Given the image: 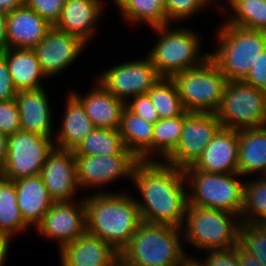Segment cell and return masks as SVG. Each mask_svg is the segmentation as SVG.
<instances>
[{
	"label": "cell",
	"mask_w": 266,
	"mask_h": 266,
	"mask_svg": "<svg viewBox=\"0 0 266 266\" xmlns=\"http://www.w3.org/2000/svg\"><path fill=\"white\" fill-rule=\"evenodd\" d=\"M117 8L124 2V0H113Z\"/></svg>",
	"instance_id": "cell-50"
},
{
	"label": "cell",
	"mask_w": 266,
	"mask_h": 266,
	"mask_svg": "<svg viewBox=\"0 0 266 266\" xmlns=\"http://www.w3.org/2000/svg\"><path fill=\"white\" fill-rule=\"evenodd\" d=\"M20 130V114L16 100L0 101V132L10 136Z\"/></svg>",
	"instance_id": "cell-37"
},
{
	"label": "cell",
	"mask_w": 266,
	"mask_h": 266,
	"mask_svg": "<svg viewBox=\"0 0 266 266\" xmlns=\"http://www.w3.org/2000/svg\"><path fill=\"white\" fill-rule=\"evenodd\" d=\"M154 124L124 108L119 126L123 144L138 160L153 161L152 136Z\"/></svg>",
	"instance_id": "cell-27"
},
{
	"label": "cell",
	"mask_w": 266,
	"mask_h": 266,
	"mask_svg": "<svg viewBox=\"0 0 266 266\" xmlns=\"http://www.w3.org/2000/svg\"><path fill=\"white\" fill-rule=\"evenodd\" d=\"M54 147V141L49 137L17 131L8 136L7 158L0 175L13 181L40 175L47 156Z\"/></svg>",
	"instance_id": "cell-10"
},
{
	"label": "cell",
	"mask_w": 266,
	"mask_h": 266,
	"mask_svg": "<svg viewBox=\"0 0 266 266\" xmlns=\"http://www.w3.org/2000/svg\"><path fill=\"white\" fill-rule=\"evenodd\" d=\"M183 125L184 114L158 120L153 127L152 156L159 155L164 161L176 149Z\"/></svg>",
	"instance_id": "cell-33"
},
{
	"label": "cell",
	"mask_w": 266,
	"mask_h": 266,
	"mask_svg": "<svg viewBox=\"0 0 266 266\" xmlns=\"http://www.w3.org/2000/svg\"><path fill=\"white\" fill-rule=\"evenodd\" d=\"M149 57L119 63L101 72L96 78L108 92L125 102L146 94L160 79Z\"/></svg>",
	"instance_id": "cell-11"
},
{
	"label": "cell",
	"mask_w": 266,
	"mask_h": 266,
	"mask_svg": "<svg viewBox=\"0 0 266 266\" xmlns=\"http://www.w3.org/2000/svg\"><path fill=\"white\" fill-rule=\"evenodd\" d=\"M240 224L238 215L188 203L182 239L200 250L229 249L238 244Z\"/></svg>",
	"instance_id": "cell-5"
},
{
	"label": "cell",
	"mask_w": 266,
	"mask_h": 266,
	"mask_svg": "<svg viewBox=\"0 0 266 266\" xmlns=\"http://www.w3.org/2000/svg\"><path fill=\"white\" fill-rule=\"evenodd\" d=\"M211 5L208 0H165L164 10L168 24L176 21H184L194 16L200 9ZM173 20V21H172Z\"/></svg>",
	"instance_id": "cell-36"
},
{
	"label": "cell",
	"mask_w": 266,
	"mask_h": 266,
	"mask_svg": "<svg viewBox=\"0 0 266 266\" xmlns=\"http://www.w3.org/2000/svg\"><path fill=\"white\" fill-rule=\"evenodd\" d=\"M171 79L185 110L200 113L217 111L228 81L210 57L198 67L177 73Z\"/></svg>",
	"instance_id": "cell-8"
},
{
	"label": "cell",
	"mask_w": 266,
	"mask_h": 266,
	"mask_svg": "<svg viewBox=\"0 0 266 266\" xmlns=\"http://www.w3.org/2000/svg\"><path fill=\"white\" fill-rule=\"evenodd\" d=\"M236 254L239 266H263L254 255L249 254L239 244L236 245Z\"/></svg>",
	"instance_id": "cell-43"
},
{
	"label": "cell",
	"mask_w": 266,
	"mask_h": 266,
	"mask_svg": "<svg viewBox=\"0 0 266 266\" xmlns=\"http://www.w3.org/2000/svg\"><path fill=\"white\" fill-rule=\"evenodd\" d=\"M138 161L132 153L110 156L75 155L77 184L80 190L82 187L90 190L91 187H103L122 177L132 180V173Z\"/></svg>",
	"instance_id": "cell-13"
},
{
	"label": "cell",
	"mask_w": 266,
	"mask_h": 266,
	"mask_svg": "<svg viewBox=\"0 0 266 266\" xmlns=\"http://www.w3.org/2000/svg\"><path fill=\"white\" fill-rule=\"evenodd\" d=\"M126 107L135 115L142 117L148 123L155 124L160 117L150 97L147 94L131 97V101L126 102Z\"/></svg>",
	"instance_id": "cell-39"
},
{
	"label": "cell",
	"mask_w": 266,
	"mask_h": 266,
	"mask_svg": "<svg viewBox=\"0 0 266 266\" xmlns=\"http://www.w3.org/2000/svg\"><path fill=\"white\" fill-rule=\"evenodd\" d=\"M17 205L28 226H38L54 200L50 197L41 175L15 180Z\"/></svg>",
	"instance_id": "cell-23"
},
{
	"label": "cell",
	"mask_w": 266,
	"mask_h": 266,
	"mask_svg": "<svg viewBox=\"0 0 266 266\" xmlns=\"http://www.w3.org/2000/svg\"><path fill=\"white\" fill-rule=\"evenodd\" d=\"M8 65L16 90L42 88L41 80L47 78L33 49L6 48L0 52Z\"/></svg>",
	"instance_id": "cell-26"
},
{
	"label": "cell",
	"mask_w": 266,
	"mask_h": 266,
	"mask_svg": "<svg viewBox=\"0 0 266 266\" xmlns=\"http://www.w3.org/2000/svg\"><path fill=\"white\" fill-rule=\"evenodd\" d=\"M164 4L165 0H124L118 9L128 23L154 28L168 25Z\"/></svg>",
	"instance_id": "cell-30"
},
{
	"label": "cell",
	"mask_w": 266,
	"mask_h": 266,
	"mask_svg": "<svg viewBox=\"0 0 266 266\" xmlns=\"http://www.w3.org/2000/svg\"><path fill=\"white\" fill-rule=\"evenodd\" d=\"M107 192L99 190L83 197L86 232L100 237L120 254L129 244L142 219L132 194Z\"/></svg>",
	"instance_id": "cell-2"
},
{
	"label": "cell",
	"mask_w": 266,
	"mask_h": 266,
	"mask_svg": "<svg viewBox=\"0 0 266 266\" xmlns=\"http://www.w3.org/2000/svg\"><path fill=\"white\" fill-rule=\"evenodd\" d=\"M239 130L220 128L191 166L206 173H238Z\"/></svg>",
	"instance_id": "cell-17"
},
{
	"label": "cell",
	"mask_w": 266,
	"mask_h": 266,
	"mask_svg": "<svg viewBox=\"0 0 266 266\" xmlns=\"http://www.w3.org/2000/svg\"><path fill=\"white\" fill-rule=\"evenodd\" d=\"M45 92L44 87L17 90L15 100L19 108L20 129L54 139L51 105Z\"/></svg>",
	"instance_id": "cell-20"
},
{
	"label": "cell",
	"mask_w": 266,
	"mask_h": 266,
	"mask_svg": "<svg viewBox=\"0 0 266 266\" xmlns=\"http://www.w3.org/2000/svg\"><path fill=\"white\" fill-rule=\"evenodd\" d=\"M86 45L80 38L52 26L33 50L42 71L50 78L73 64L83 53Z\"/></svg>",
	"instance_id": "cell-15"
},
{
	"label": "cell",
	"mask_w": 266,
	"mask_h": 266,
	"mask_svg": "<svg viewBox=\"0 0 266 266\" xmlns=\"http://www.w3.org/2000/svg\"><path fill=\"white\" fill-rule=\"evenodd\" d=\"M229 5L234 14H228L227 24L266 32L265 0H233Z\"/></svg>",
	"instance_id": "cell-31"
},
{
	"label": "cell",
	"mask_w": 266,
	"mask_h": 266,
	"mask_svg": "<svg viewBox=\"0 0 266 266\" xmlns=\"http://www.w3.org/2000/svg\"><path fill=\"white\" fill-rule=\"evenodd\" d=\"M238 244L266 266V223L241 222Z\"/></svg>",
	"instance_id": "cell-35"
},
{
	"label": "cell",
	"mask_w": 266,
	"mask_h": 266,
	"mask_svg": "<svg viewBox=\"0 0 266 266\" xmlns=\"http://www.w3.org/2000/svg\"><path fill=\"white\" fill-rule=\"evenodd\" d=\"M183 172L187 185H190V191H187L189 204L223 210L240 217L244 180L239 173H206L191 166L183 169Z\"/></svg>",
	"instance_id": "cell-7"
},
{
	"label": "cell",
	"mask_w": 266,
	"mask_h": 266,
	"mask_svg": "<svg viewBox=\"0 0 266 266\" xmlns=\"http://www.w3.org/2000/svg\"><path fill=\"white\" fill-rule=\"evenodd\" d=\"M243 81L266 92V49L251 66L250 72Z\"/></svg>",
	"instance_id": "cell-41"
},
{
	"label": "cell",
	"mask_w": 266,
	"mask_h": 266,
	"mask_svg": "<svg viewBox=\"0 0 266 266\" xmlns=\"http://www.w3.org/2000/svg\"><path fill=\"white\" fill-rule=\"evenodd\" d=\"M238 173L266 176V126L239 130Z\"/></svg>",
	"instance_id": "cell-24"
},
{
	"label": "cell",
	"mask_w": 266,
	"mask_h": 266,
	"mask_svg": "<svg viewBox=\"0 0 266 266\" xmlns=\"http://www.w3.org/2000/svg\"><path fill=\"white\" fill-rule=\"evenodd\" d=\"M218 47L209 57L228 81L244 80L266 49V32L227 24L216 30Z\"/></svg>",
	"instance_id": "cell-4"
},
{
	"label": "cell",
	"mask_w": 266,
	"mask_h": 266,
	"mask_svg": "<svg viewBox=\"0 0 266 266\" xmlns=\"http://www.w3.org/2000/svg\"><path fill=\"white\" fill-rule=\"evenodd\" d=\"M28 228L17 205L15 182L0 175V232L12 238Z\"/></svg>",
	"instance_id": "cell-28"
},
{
	"label": "cell",
	"mask_w": 266,
	"mask_h": 266,
	"mask_svg": "<svg viewBox=\"0 0 266 266\" xmlns=\"http://www.w3.org/2000/svg\"><path fill=\"white\" fill-rule=\"evenodd\" d=\"M101 3V0H65L63 11L53 27L88 44L95 37L96 22L104 13Z\"/></svg>",
	"instance_id": "cell-18"
},
{
	"label": "cell",
	"mask_w": 266,
	"mask_h": 266,
	"mask_svg": "<svg viewBox=\"0 0 266 266\" xmlns=\"http://www.w3.org/2000/svg\"><path fill=\"white\" fill-rule=\"evenodd\" d=\"M132 181L144 199L140 202L136 198L142 221L178 228L183 226L189 188L183 169L157 159L139 160L134 167Z\"/></svg>",
	"instance_id": "cell-1"
},
{
	"label": "cell",
	"mask_w": 266,
	"mask_h": 266,
	"mask_svg": "<svg viewBox=\"0 0 266 266\" xmlns=\"http://www.w3.org/2000/svg\"><path fill=\"white\" fill-rule=\"evenodd\" d=\"M203 261L191 257L197 266H239L236 246L229 249L208 250Z\"/></svg>",
	"instance_id": "cell-40"
},
{
	"label": "cell",
	"mask_w": 266,
	"mask_h": 266,
	"mask_svg": "<svg viewBox=\"0 0 266 266\" xmlns=\"http://www.w3.org/2000/svg\"><path fill=\"white\" fill-rule=\"evenodd\" d=\"M61 129L55 133L54 145L59 149L74 150L95 129L83 105L69 93Z\"/></svg>",
	"instance_id": "cell-25"
},
{
	"label": "cell",
	"mask_w": 266,
	"mask_h": 266,
	"mask_svg": "<svg viewBox=\"0 0 266 266\" xmlns=\"http://www.w3.org/2000/svg\"><path fill=\"white\" fill-rule=\"evenodd\" d=\"M146 94L150 97L160 119L176 117L186 112L177 86L171 78H160Z\"/></svg>",
	"instance_id": "cell-32"
},
{
	"label": "cell",
	"mask_w": 266,
	"mask_h": 266,
	"mask_svg": "<svg viewBox=\"0 0 266 266\" xmlns=\"http://www.w3.org/2000/svg\"><path fill=\"white\" fill-rule=\"evenodd\" d=\"M11 238L0 232V266H4L9 253Z\"/></svg>",
	"instance_id": "cell-44"
},
{
	"label": "cell",
	"mask_w": 266,
	"mask_h": 266,
	"mask_svg": "<svg viewBox=\"0 0 266 266\" xmlns=\"http://www.w3.org/2000/svg\"><path fill=\"white\" fill-rule=\"evenodd\" d=\"M59 251L61 266H112L119 256L104 240L87 232Z\"/></svg>",
	"instance_id": "cell-21"
},
{
	"label": "cell",
	"mask_w": 266,
	"mask_h": 266,
	"mask_svg": "<svg viewBox=\"0 0 266 266\" xmlns=\"http://www.w3.org/2000/svg\"><path fill=\"white\" fill-rule=\"evenodd\" d=\"M182 233L172 225L142 221L119 256L133 266H183L191 257L180 241Z\"/></svg>",
	"instance_id": "cell-3"
},
{
	"label": "cell",
	"mask_w": 266,
	"mask_h": 266,
	"mask_svg": "<svg viewBox=\"0 0 266 266\" xmlns=\"http://www.w3.org/2000/svg\"><path fill=\"white\" fill-rule=\"evenodd\" d=\"M16 92L7 62L0 53V101L15 99Z\"/></svg>",
	"instance_id": "cell-42"
},
{
	"label": "cell",
	"mask_w": 266,
	"mask_h": 266,
	"mask_svg": "<svg viewBox=\"0 0 266 266\" xmlns=\"http://www.w3.org/2000/svg\"><path fill=\"white\" fill-rule=\"evenodd\" d=\"M215 114L222 128L243 130L266 126V92L243 80L227 81Z\"/></svg>",
	"instance_id": "cell-9"
},
{
	"label": "cell",
	"mask_w": 266,
	"mask_h": 266,
	"mask_svg": "<svg viewBox=\"0 0 266 266\" xmlns=\"http://www.w3.org/2000/svg\"><path fill=\"white\" fill-rule=\"evenodd\" d=\"M183 266H197L192 259H189Z\"/></svg>",
	"instance_id": "cell-49"
},
{
	"label": "cell",
	"mask_w": 266,
	"mask_h": 266,
	"mask_svg": "<svg viewBox=\"0 0 266 266\" xmlns=\"http://www.w3.org/2000/svg\"><path fill=\"white\" fill-rule=\"evenodd\" d=\"M6 13L0 11V52L7 48Z\"/></svg>",
	"instance_id": "cell-45"
},
{
	"label": "cell",
	"mask_w": 266,
	"mask_h": 266,
	"mask_svg": "<svg viewBox=\"0 0 266 266\" xmlns=\"http://www.w3.org/2000/svg\"><path fill=\"white\" fill-rule=\"evenodd\" d=\"M40 175L54 202L75 201L74 194L79 186L73 150L54 147L48 154Z\"/></svg>",
	"instance_id": "cell-16"
},
{
	"label": "cell",
	"mask_w": 266,
	"mask_h": 266,
	"mask_svg": "<svg viewBox=\"0 0 266 266\" xmlns=\"http://www.w3.org/2000/svg\"><path fill=\"white\" fill-rule=\"evenodd\" d=\"M151 29L158 33L159 39L147 55L161 78H172L177 73L198 67L209 58L208 53H199L200 38L193 30L172 29L169 24Z\"/></svg>",
	"instance_id": "cell-6"
},
{
	"label": "cell",
	"mask_w": 266,
	"mask_h": 266,
	"mask_svg": "<svg viewBox=\"0 0 266 266\" xmlns=\"http://www.w3.org/2000/svg\"><path fill=\"white\" fill-rule=\"evenodd\" d=\"M23 4L22 0H0V11L4 13H11L16 8Z\"/></svg>",
	"instance_id": "cell-46"
},
{
	"label": "cell",
	"mask_w": 266,
	"mask_h": 266,
	"mask_svg": "<svg viewBox=\"0 0 266 266\" xmlns=\"http://www.w3.org/2000/svg\"><path fill=\"white\" fill-rule=\"evenodd\" d=\"M112 266H133L127 263L124 259H122L120 256H118Z\"/></svg>",
	"instance_id": "cell-48"
},
{
	"label": "cell",
	"mask_w": 266,
	"mask_h": 266,
	"mask_svg": "<svg viewBox=\"0 0 266 266\" xmlns=\"http://www.w3.org/2000/svg\"><path fill=\"white\" fill-rule=\"evenodd\" d=\"M51 28L37 12L22 4L6 15L7 48L33 49Z\"/></svg>",
	"instance_id": "cell-19"
},
{
	"label": "cell",
	"mask_w": 266,
	"mask_h": 266,
	"mask_svg": "<svg viewBox=\"0 0 266 266\" xmlns=\"http://www.w3.org/2000/svg\"><path fill=\"white\" fill-rule=\"evenodd\" d=\"M74 155L110 156L131 153L125 148L118 129L95 128L73 150Z\"/></svg>",
	"instance_id": "cell-29"
},
{
	"label": "cell",
	"mask_w": 266,
	"mask_h": 266,
	"mask_svg": "<svg viewBox=\"0 0 266 266\" xmlns=\"http://www.w3.org/2000/svg\"><path fill=\"white\" fill-rule=\"evenodd\" d=\"M86 96L70 92L82 105L95 128L119 129L126 102L108 92L98 81Z\"/></svg>",
	"instance_id": "cell-22"
},
{
	"label": "cell",
	"mask_w": 266,
	"mask_h": 266,
	"mask_svg": "<svg viewBox=\"0 0 266 266\" xmlns=\"http://www.w3.org/2000/svg\"><path fill=\"white\" fill-rule=\"evenodd\" d=\"M65 0H24L23 5L33 9L50 25L54 26L63 11Z\"/></svg>",
	"instance_id": "cell-38"
},
{
	"label": "cell",
	"mask_w": 266,
	"mask_h": 266,
	"mask_svg": "<svg viewBox=\"0 0 266 266\" xmlns=\"http://www.w3.org/2000/svg\"><path fill=\"white\" fill-rule=\"evenodd\" d=\"M220 128L215 113L186 111L180 141L164 161L180 169L192 166Z\"/></svg>",
	"instance_id": "cell-12"
},
{
	"label": "cell",
	"mask_w": 266,
	"mask_h": 266,
	"mask_svg": "<svg viewBox=\"0 0 266 266\" xmlns=\"http://www.w3.org/2000/svg\"><path fill=\"white\" fill-rule=\"evenodd\" d=\"M233 0H228V5L232 2ZM226 2H227V0H226Z\"/></svg>",
	"instance_id": "cell-51"
},
{
	"label": "cell",
	"mask_w": 266,
	"mask_h": 266,
	"mask_svg": "<svg viewBox=\"0 0 266 266\" xmlns=\"http://www.w3.org/2000/svg\"><path fill=\"white\" fill-rule=\"evenodd\" d=\"M54 202L36 227L40 235L60 241V249L86 232L84 199Z\"/></svg>",
	"instance_id": "cell-14"
},
{
	"label": "cell",
	"mask_w": 266,
	"mask_h": 266,
	"mask_svg": "<svg viewBox=\"0 0 266 266\" xmlns=\"http://www.w3.org/2000/svg\"><path fill=\"white\" fill-rule=\"evenodd\" d=\"M240 221L266 223V176L254 178V181L245 179Z\"/></svg>",
	"instance_id": "cell-34"
},
{
	"label": "cell",
	"mask_w": 266,
	"mask_h": 266,
	"mask_svg": "<svg viewBox=\"0 0 266 266\" xmlns=\"http://www.w3.org/2000/svg\"><path fill=\"white\" fill-rule=\"evenodd\" d=\"M8 136L0 132V172L3 169L7 158Z\"/></svg>",
	"instance_id": "cell-47"
}]
</instances>
